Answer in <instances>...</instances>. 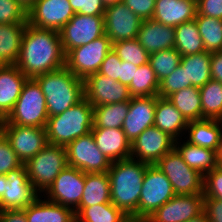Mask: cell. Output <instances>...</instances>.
Instances as JSON below:
<instances>
[{"mask_svg":"<svg viewBox=\"0 0 222 222\" xmlns=\"http://www.w3.org/2000/svg\"><path fill=\"white\" fill-rule=\"evenodd\" d=\"M15 65L27 78L64 67L65 53L59 31L41 29L27 23L20 56Z\"/></svg>","mask_w":222,"mask_h":222,"instance_id":"1","label":"cell"},{"mask_svg":"<svg viewBox=\"0 0 222 222\" xmlns=\"http://www.w3.org/2000/svg\"><path fill=\"white\" fill-rule=\"evenodd\" d=\"M148 165L130 157L111 162L107 172L112 204L134 219H139V198Z\"/></svg>","mask_w":222,"mask_h":222,"instance_id":"2","label":"cell"},{"mask_svg":"<svg viewBox=\"0 0 222 222\" xmlns=\"http://www.w3.org/2000/svg\"><path fill=\"white\" fill-rule=\"evenodd\" d=\"M34 79L45 95L48 117L63 113L84 98V80L65 66Z\"/></svg>","mask_w":222,"mask_h":222,"instance_id":"3","label":"cell"},{"mask_svg":"<svg viewBox=\"0 0 222 222\" xmlns=\"http://www.w3.org/2000/svg\"><path fill=\"white\" fill-rule=\"evenodd\" d=\"M92 128L93 106L85 97L63 113L49 117L45 127L48 144L64 147Z\"/></svg>","mask_w":222,"mask_h":222,"instance_id":"4","label":"cell"},{"mask_svg":"<svg viewBox=\"0 0 222 222\" xmlns=\"http://www.w3.org/2000/svg\"><path fill=\"white\" fill-rule=\"evenodd\" d=\"M48 118L45 95L37 81L28 78L13 110L5 120L10 124L45 128Z\"/></svg>","mask_w":222,"mask_h":222,"instance_id":"5","label":"cell"},{"mask_svg":"<svg viewBox=\"0 0 222 222\" xmlns=\"http://www.w3.org/2000/svg\"><path fill=\"white\" fill-rule=\"evenodd\" d=\"M24 165L34 190L39 195L45 193L59 173L68 166L66 148L48 144Z\"/></svg>","mask_w":222,"mask_h":222,"instance_id":"6","label":"cell"},{"mask_svg":"<svg viewBox=\"0 0 222 222\" xmlns=\"http://www.w3.org/2000/svg\"><path fill=\"white\" fill-rule=\"evenodd\" d=\"M156 166L169 179L176 195L204 193V176L189 167L175 148L165 154Z\"/></svg>","mask_w":222,"mask_h":222,"instance_id":"7","label":"cell"},{"mask_svg":"<svg viewBox=\"0 0 222 222\" xmlns=\"http://www.w3.org/2000/svg\"><path fill=\"white\" fill-rule=\"evenodd\" d=\"M111 49V40L105 34L86 45L71 49L65 55V67L78 78L85 80L98 72Z\"/></svg>","mask_w":222,"mask_h":222,"instance_id":"8","label":"cell"},{"mask_svg":"<svg viewBox=\"0 0 222 222\" xmlns=\"http://www.w3.org/2000/svg\"><path fill=\"white\" fill-rule=\"evenodd\" d=\"M175 195L166 175L156 164L148 165L139 198V219H147Z\"/></svg>","mask_w":222,"mask_h":222,"instance_id":"9","label":"cell"},{"mask_svg":"<svg viewBox=\"0 0 222 222\" xmlns=\"http://www.w3.org/2000/svg\"><path fill=\"white\" fill-rule=\"evenodd\" d=\"M0 130L23 164L48 145L46 129L43 127L20 126L2 119Z\"/></svg>","mask_w":222,"mask_h":222,"instance_id":"10","label":"cell"},{"mask_svg":"<svg viewBox=\"0 0 222 222\" xmlns=\"http://www.w3.org/2000/svg\"><path fill=\"white\" fill-rule=\"evenodd\" d=\"M65 148L68 166L84 173L108 172L111 161L97 148L92 132L78 137Z\"/></svg>","mask_w":222,"mask_h":222,"instance_id":"11","label":"cell"},{"mask_svg":"<svg viewBox=\"0 0 222 222\" xmlns=\"http://www.w3.org/2000/svg\"><path fill=\"white\" fill-rule=\"evenodd\" d=\"M59 35L66 55L71 49L86 45L105 35L104 16L74 14L59 30Z\"/></svg>","mask_w":222,"mask_h":222,"instance_id":"12","label":"cell"},{"mask_svg":"<svg viewBox=\"0 0 222 222\" xmlns=\"http://www.w3.org/2000/svg\"><path fill=\"white\" fill-rule=\"evenodd\" d=\"M85 184V173L67 166L46 190L47 200L75 210L80 205Z\"/></svg>","mask_w":222,"mask_h":222,"instance_id":"13","label":"cell"},{"mask_svg":"<svg viewBox=\"0 0 222 222\" xmlns=\"http://www.w3.org/2000/svg\"><path fill=\"white\" fill-rule=\"evenodd\" d=\"M174 148L175 139L156 126H152L145 129L131 143V158L154 165Z\"/></svg>","mask_w":222,"mask_h":222,"instance_id":"14","label":"cell"},{"mask_svg":"<svg viewBox=\"0 0 222 222\" xmlns=\"http://www.w3.org/2000/svg\"><path fill=\"white\" fill-rule=\"evenodd\" d=\"M69 0H37L27 11L28 24L59 31L74 16Z\"/></svg>","mask_w":222,"mask_h":222,"instance_id":"15","label":"cell"},{"mask_svg":"<svg viewBox=\"0 0 222 222\" xmlns=\"http://www.w3.org/2000/svg\"><path fill=\"white\" fill-rule=\"evenodd\" d=\"M142 20L123 2L106 6L105 34L111 43L137 38Z\"/></svg>","mask_w":222,"mask_h":222,"instance_id":"16","label":"cell"},{"mask_svg":"<svg viewBox=\"0 0 222 222\" xmlns=\"http://www.w3.org/2000/svg\"><path fill=\"white\" fill-rule=\"evenodd\" d=\"M84 97L93 107L131 99L127 85L98 72L84 80Z\"/></svg>","mask_w":222,"mask_h":222,"instance_id":"17","label":"cell"},{"mask_svg":"<svg viewBox=\"0 0 222 222\" xmlns=\"http://www.w3.org/2000/svg\"><path fill=\"white\" fill-rule=\"evenodd\" d=\"M39 194L29 181L25 165L6 174V188L0 200V211L27 208Z\"/></svg>","mask_w":222,"mask_h":222,"instance_id":"18","label":"cell"},{"mask_svg":"<svg viewBox=\"0 0 222 222\" xmlns=\"http://www.w3.org/2000/svg\"><path fill=\"white\" fill-rule=\"evenodd\" d=\"M204 211V194L175 195L159 207L149 222H186Z\"/></svg>","mask_w":222,"mask_h":222,"instance_id":"19","label":"cell"},{"mask_svg":"<svg viewBox=\"0 0 222 222\" xmlns=\"http://www.w3.org/2000/svg\"><path fill=\"white\" fill-rule=\"evenodd\" d=\"M157 96L131 97L122 130L127 139L134 140L147 128L154 126Z\"/></svg>","mask_w":222,"mask_h":222,"instance_id":"20","label":"cell"},{"mask_svg":"<svg viewBox=\"0 0 222 222\" xmlns=\"http://www.w3.org/2000/svg\"><path fill=\"white\" fill-rule=\"evenodd\" d=\"M97 148L111 162L131 157V142L122 128H92Z\"/></svg>","mask_w":222,"mask_h":222,"instance_id":"21","label":"cell"},{"mask_svg":"<svg viewBox=\"0 0 222 222\" xmlns=\"http://www.w3.org/2000/svg\"><path fill=\"white\" fill-rule=\"evenodd\" d=\"M27 79L16 65H0V120L13 110Z\"/></svg>","mask_w":222,"mask_h":222,"instance_id":"22","label":"cell"},{"mask_svg":"<svg viewBox=\"0 0 222 222\" xmlns=\"http://www.w3.org/2000/svg\"><path fill=\"white\" fill-rule=\"evenodd\" d=\"M197 0H156L153 20L176 27L195 19Z\"/></svg>","mask_w":222,"mask_h":222,"instance_id":"23","label":"cell"},{"mask_svg":"<svg viewBox=\"0 0 222 222\" xmlns=\"http://www.w3.org/2000/svg\"><path fill=\"white\" fill-rule=\"evenodd\" d=\"M137 40L149 54L172 49L175 42V27L166 26L153 19L142 20Z\"/></svg>","mask_w":222,"mask_h":222,"instance_id":"24","label":"cell"},{"mask_svg":"<svg viewBox=\"0 0 222 222\" xmlns=\"http://www.w3.org/2000/svg\"><path fill=\"white\" fill-rule=\"evenodd\" d=\"M40 198L39 195L27 208L23 209L27 222H76L73 209Z\"/></svg>","mask_w":222,"mask_h":222,"instance_id":"25","label":"cell"},{"mask_svg":"<svg viewBox=\"0 0 222 222\" xmlns=\"http://www.w3.org/2000/svg\"><path fill=\"white\" fill-rule=\"evenodd\" d=\"M187 131L189 133L187 142L219 151L222 138V120L204 118L190 121L186 128Z\"/></svg>","mask_w":222,"mask_h":222,"instance_id":"26","label":"cell"},{"mask_svg":"<svg viewBox=\"0 0 222 222\" xmlns=\"http://www.w3.org/2000/svg\"><path fill=\"white\" fill-rule=\"evenodd\" d=\"M188 121L180 111L167 99L157 95L154 126L166 132L175 140L186 131Z\"/></svg>","mask_w":222,"mask_h":222,"instance_id":"27","label":"cell"},{"mask_svg":"<svg viewBox=\"0 0 222 222\" xmlns=\"http://www.w3.org/2000/svg\"><path fill=\"white\" fill-rule=\"evenodd\" d=\"M180 141L175 140V149L189 167L199 171L203 176L218 167L217 151L199 147L187 141L181 144Z\"/></svg>","mask_w":222,"mask_h":222,"instance_id":"28","label":"cell"},{"mask_svg":"<svg viewBox=\"0 0 222 222\" xmlns=\"http://www.w3.org/2000/svg\"><path fill=\"white\" fill-rule=\"evenodd\" d=\"M27 24H0V65H15Z\"/></svg>","mask_w":222,"mask_h":222,"instance_id":"29","label":"cell"},{"mask_svg":"<svg viewBox=\"0 0 222 222\" xmlns=\"http://www.w3.org/2000/svg\"><path fill=\"white\" fill-rule=\"evenodd\" d=\"M109 202H111V192L108 173H85L84 189L77 208Z\"/></svg>","mask_w":222,"mask_h":222,"instance_id":"30","label":"cell"},{"mask_svg":"<svg viewBox=\"0 0 222 222\" xmlns=\"http://www.w3.org/2000/svg\"><path fill=\"white\" fill-rule=\"evenodd\" d=\"M180 65L186 71L187 87H202L211 80V53L203 51L181 57Z\"/></svg>","mask_w":222,"mask_h":222,"instance_id":"31","label":"cell"},{"mask_svg":"<svg viewBox=\"0 0 222 222\" xmlns=\"http://www.w3.org/2000/svg\"><path fill=\"white\" fill-rule=\"evenodd\" d=\"M174 48L181 56L205 51V46L195 19L175 27Z\"/></svg>","mask_w":222,"mask_h":222,"instance_id":"32","label":"cell"},{"mask_svg":"<svg viewBox=\"0 0 222 222\" xmlns=\"http://www.w3.org/2000/svg\"><path fill=\"white\" fill-rule=\"evenodd\" d=\"M190 121L202 119L201 97L198 87H187L167 98Z\"/></svg>","mask_w":222,"mask_h":222,"instance_id":"33","label":"cell"},{"mask_svg":"<svg viewBox=\"0 0 222 222\" xmlns=\"http://www.w3.org/2000/svg\"><path fill=\"white\" fill-rule=\"evenodd\" d=\"M74 211L76 222H126L130 218L112 202L76 208Z\"/></svg>","mask_w":222,"mask_h":222,"instance_id":"34","label":"cell"},{"mask_svg":"<svg viewBox=\"0 0 222 222\" xmlns=\"http://www.w3.org/2000/svg\"><path fill=\"white\" fill-rule=\"evenodd\" d=\"M129 101L93 107V128H122Z\"/></svg>","mask_w":222,"mask_h":222,"instance_id":"35","label":"cell"},{"mask_svg":"<svg viewBox=\"0 0 222 222\" xmlns=\"http://www.w3.org/2000/svg\"><path fill=\"white\" fill-rule=\"evenodd\" d=\"M202 119L222 120V83L209 80L199 88Z\"/></svg>","mask_w":222,"mask_h":222,"instance_id":"36","label":"cell"},{"mask_svg":"<svg viewBox=\"0 0 222 222\" xmlns=\"http://www.w3.org/2000/svg\"><path fill=\"white\" fill-rule=\"evenodd\" d=\"M128 89L131 97H149L158 95L159 81L149 62L138 66Z\"/></svg>","mask_w":222,"mask_h":222,"instance_id":"37","label":"cell"},{"mask_svg":"<svg viewBox=\"0 0 222 222\" xmlns=\"http://www.w3.org/2000/svg\"><path fill=\"white\" fill-rule=\"evenodd\" d=\"M195 21L203 40L205 51H222V19L196 15Z\"/></svg>","mask_w":222,"mask_h":222,"instance_id":"38","label":"cell"},{"mask_svg":"<svg viewBox=\"0 0 222 222\" xmlns=\"http://www.w3.org/2000/svg\"><path fill=\"white\" fill-rule=\"evenodd\" d=\"M181 57L175 48L149 54V63L159 82L177 68L180 64Z\"/></svg>","mask_w":222,"mask_h":222,"instance_id":"39","label":"cell"},{"mask_svg":"<svg viewBox=\"0 0 222 222\" xmlns=\"http://www.w3.org/2000/svg\"><path fill=\"white\" fill-rule=\"evenodd\" d=\"M112 48L122 61H128L136 66L149 62V53L137 38L112 43Z\"/></svg>","mask_w":222,"mask_h":222,"instance_id":"40","label":"cell"},{"mask_svg":"<svg viewBox=\"0 0 222 222\" xmlns=\"http://www.w3.org/2000/svg\"><path fill=\"white\" fill-rule=\"evenodd\" d=\"M27 11L17 0H0V24H27Z\"/></svg>","mask_w":222,"mask_h":222,"instance_id":"41","label":"cell"},{"mask_svg":"<svg viewBox=\"0 0 222 222\" xmlns=\"http://www.w3.org/2000/svg\"><path fill=\"white\" fill-rule=\"evenodd\" d=\"M184 88H187V75L179 64L169 76L159 82L158 96L168 98L171 94Z\"/></svg>","mask_w":222,"mask_h":222,"instance_id":"42","label":"cell"},{"mask_svg":"<svg viewBox=\"0 0 222 222\" xmlns=\"http://www.w3.org/2000/svg\"><path fill=\"white\" fill-rule=\"evenodd\" d=\"M23 163L13 151L11 144L0 130V174L6 175Z\"/></svg>","mask_w":222,"mask_h":222,"instance_id":"43","label":"cell"},{"mask_svg":"<svg viewBox=\"0 0 222 222\" xmlns=\"http://www.w3.org/2000/svg\"><path fill=\"white\" fill-rule=\"evenodd\" d=\"M204 197L222 200V167H217L204 176Z\"/></svg>","mask_w":222,"mask_h":222,"instance_id":"44","label":"cell"},{"mask_svg":"<svg viewBox=\"0 0 222 222\" xmlns=\"http://www.w3.org/2000/svg\"><path fill=\"white\" fill-rule=\"evenodd\" d=\"M75 14L104 16L106 5L103 0H69Z\"/></svg>","mask_w":222,"mask_h":222,"instance_id":"45","label":"cell"},{"mask_svg":"<svg viewBox=\"0 0 222 222\" xmlns=\"http://www.w3.org/2000/svg\"><path fill=\"white\" fill-rule=\"evenodd\" d=\"M134 14L141 20L153 18L156 0H122Z\"/></svg>","mask_w":222,"mask_h":222,"instance_id":"46","label":"cell"},{"mask_svg":"<svg viewBox=\"0 0 222 222\" xmlns=\"http://www.w3.org/2000/svg\"><path fill=\"white\" fill-rule=\"evenodd\" d=\"M121 62L122 60L118 57L117 53L112 48L102 62L98 73L110 77L115 81H119Z\"/></svg>","mask_w":222,"mask_h":222,"instance_id":"47","label":"cell"},{"mask_svg":"<svg viewBox=\"0 0 222 222\" xmlns=\"http://www.w3.org/2000/svg\"><path fill=\"white\" fill-rule=\"evenodd\" d=\"M222 19V0H197V14Z\"/></svg>","mask_w":222,"mask_h":222,"instance_id":"48","label":"cell"},{"mask_svg":"<svg viewBox=\"0 0 222 222\" xmlns=\"http://www.w3.org/2000/svg\"><path fill=\"white\" fill-rule=\"evenodd\" d=\"M208 222H222V200L204 197V211Z\"/></svg>","mask_w":222,"mask_h":222,"instance_id":"49","label":"cell"},{"mask_svg":"<svg viewBox=\"0 0 222 222\" xmlns=\"http://www.w3.org/2000/svg\"><path fill=\"white\" fill-rule=\"evenodd\" d=\"M138 66L129 63L128 61H122L119 71V82L121 84L129 86Z\"/></svg>","mask_w":222,"mask_h":222,"instance_id":"50","label":"cell"},{"mask_svg":"<svg viewBox=\"0 0 222 222\" xmlns=\"http://www.w3.org/2000/svg\"><path fill=\"white\" fill-rule=\"evenodd\" d=\"M211 78L222 83V51L211 53Z\"/></svg>","mask_w":222,"mask_h":222,"instance_id":"51","label":"cell"},{"mask_svg":"<svg viewBox=\"0 0 222 222\" xmlns=\"http://www.w3.org/2000/svg\"><path fill=\"white\" fill-rule=\"evenodd\" d=\"M0 222H27L25 211L23 209L0 211Z\"/></svg>","mask_w":222,"mask_h":222,"instance_id":"52","label":"cell"},{"mask_svg":"<svg viewBox=\"0 0 222 222\" xmlns=\"http://www.w3.org/2000/svg\"><path fill=\"white\" fill-rule=\"evenodd\" d=\"M6 188V175L0 174V200L5 192Z\"/></svg>","mask_w":222,"mask_h":222,"instance_id":"53","label":"cell"},{"mask_svg":"<svg viewBox=\"0 0 222 222\" xmlns=\"http://www.w3.org/2000/svg\"><path fill=\"white\" fill-rule=\"evenodd\" d=\"M186 222H208L206 214L203 212L199 216L189 219Z\"/></svg>","mask_w":222,"mask_h":222,"instance_id":"54","label":"cell"},{"mask_svg":"<svg viewBox=\"0 0 222 222\" xmlns=\"http://www.w3.org/2000/svg\"><path fill=\"white\" fill-rule=\"evenodd\" d=\"M17 1L28 10L37 0H17Z\"/></svg>","mask_w":222,"mask_h":222,"instance_id":"55","label":"cell"},{"mask_svg":"<svg viewBox=\"0 0 222 222\" xmlns=\"http://www.w3.org/2000/svg\"><path fill=\"white\" fill-rule=\"evenodd\" d=\"M218 166L222 167V138H221V144L218 151Z\"/></svg>","mask_w":222,"mask_h":222,"instance_id":"56","label":"cell"},{"mask_svg":"<svg viewBox=\"0 0 222 222\" xmlns=\"http://www.w3.org/2000/svg\"><path fill=\"white\" fill-rule=\"evenodd\" d=\"M122 0H103L104 4L106 6H109V5H112V4H115L117 2H121Z\"/></svg>","mask_w":222,"mask_h":222,"instance_id":"57","label":"cell"},{"mask_svg":"<svg viewBox=\"0 0 222 222\" xmlns=\"http://www.w3.org/2000/svg\"><path fill=\"white\" fill-rule=\"evenodd\" d=\"M126 222H149L147 219H134V218H129Z\"/></svg>","mask_w":222,"mask_h":222,"instance_id":"58","label":"cell"}]
</instances>
